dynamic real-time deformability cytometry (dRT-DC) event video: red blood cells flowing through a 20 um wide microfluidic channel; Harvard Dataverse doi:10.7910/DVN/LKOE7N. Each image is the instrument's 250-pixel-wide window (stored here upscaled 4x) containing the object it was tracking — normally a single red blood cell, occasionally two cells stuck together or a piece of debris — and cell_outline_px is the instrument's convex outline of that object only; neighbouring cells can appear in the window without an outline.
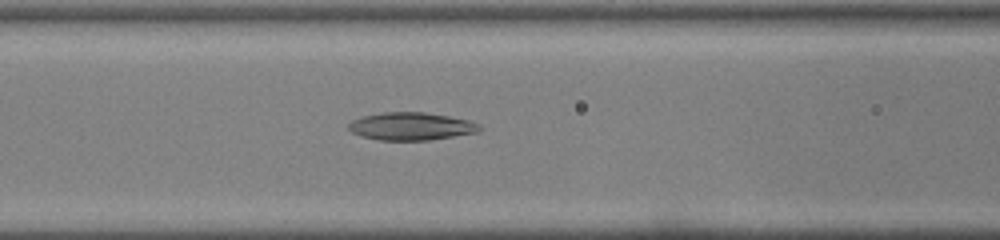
{"species": "common noctule bat (a hibernating species)", "species_latin": "Nyctalus noctula", "temperature_condition": "warm", "stored_images_in_passage": 44, "camera_frame_rate_fps": 3000, "um_per_image_px": 0.085, "animal": {"sex": "male", "body_mass_g": 19.0, "forearm_length_mm": 50.8}, "frame": {"image": 1, "passage_image": 19, "time_ms": 6.0, "image_size_px": [1000, 240], "cell_outline_px": [[484, 128], [476, 132], [428, 140], [380, 140], [360, 136], [352, 132], [348, 128], [348, 124], [352, 120], [360, 116], [380, 112], [424, 112], [448, 116], [468, 120], [480, 124]], "centroid_in_image_um": [34.91, 10.72], "position_along_channel_um": 131.7, "area_um2": 21.21}}
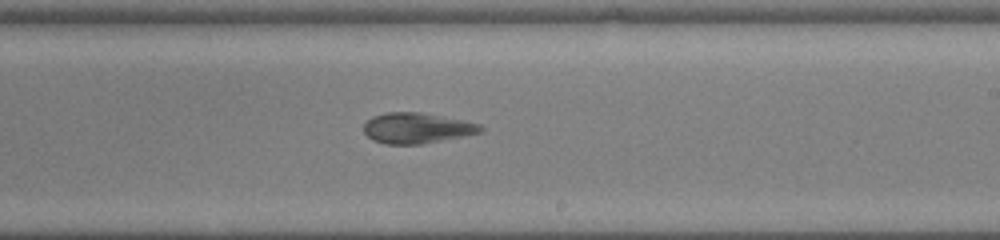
{"frame": {"image": 2, "passage_image": 27, "time_ms": 8.667, "image_size_px": [1000, 240], "cell_outline_px": [[484, 132], [420, 144], [384, 144], [372, 140], [364, 132], [364, 124], [372, 116], [384, 112], [420, 112], [480, 124], [484, 128]], "centroid_in_image_um": [35.4, 10.89], "position_along_channel_um": 253.6, "area_um2": 20.69}}
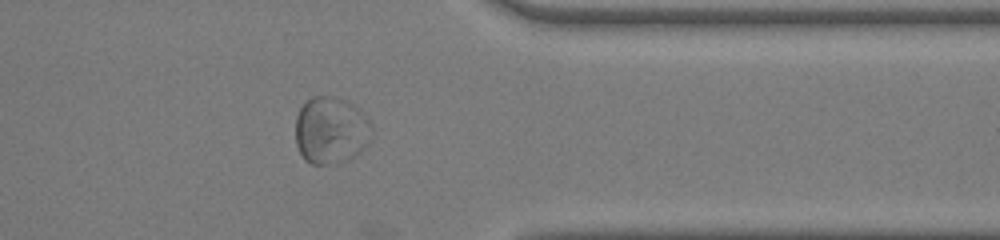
{"frame": {"image": 3, "passage_image": 36, "time_ms": 11.667, "image_size_px": [1000, 240], "cell_outline_px": [[372, 136], [368, 144], [360, 152], [348, 160], [336, 164], [312, 164], [304, 160], [296, 144], [296, 116], [300, 108], [312, 96], [332, 96], [348, 100], [364, 112], [372, 124]], "centroid_in_image_um": [28.16, 11.07], "position_along_channel_um": 383.2, "area_um2": 30.4}}